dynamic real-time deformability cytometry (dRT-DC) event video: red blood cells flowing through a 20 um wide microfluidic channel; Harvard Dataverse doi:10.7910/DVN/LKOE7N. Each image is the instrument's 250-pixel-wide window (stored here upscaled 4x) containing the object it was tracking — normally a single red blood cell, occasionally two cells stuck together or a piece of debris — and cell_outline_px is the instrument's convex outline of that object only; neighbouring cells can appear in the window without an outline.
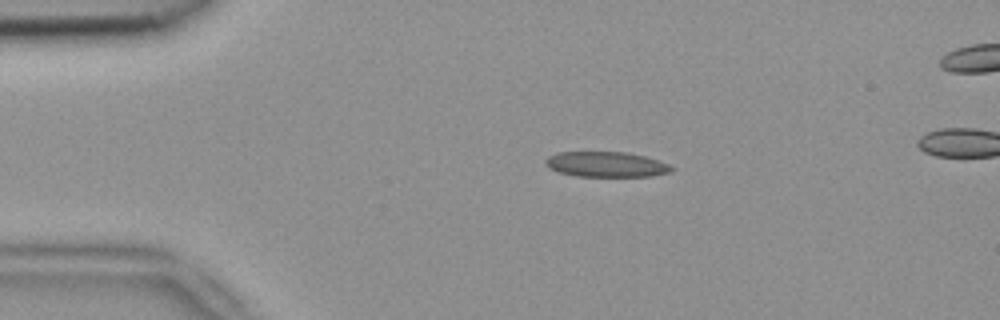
{"species": "common noctule bat (a hibernating species)", "species_latin": "Nyctalus noctula", "temperature_condition": "room temperature", "stored_images_in_passage": 4, "camera_frame_rate_fps": 3000, "um_per_image_px": 0.085, "animal": {"sex": "female", "body_mass_g": 18.4}, "frame": {"image": 1, "passage_image": 2, "time_ms": 0.333, "image_size_px": [1000, 320], "cell_outline_px": [[676, 168], [672, 172], [652, 176], [576, 176], [560, 172], [548, 168], [544, 164], [544, 160], [548, 156], [560, 152], [624, 152], [644, 156], [660, 160]], "centroid_in_image_um": [51.55, 13.97], "position_along_channel_um": 33.5, "area_um2": 18.67}}